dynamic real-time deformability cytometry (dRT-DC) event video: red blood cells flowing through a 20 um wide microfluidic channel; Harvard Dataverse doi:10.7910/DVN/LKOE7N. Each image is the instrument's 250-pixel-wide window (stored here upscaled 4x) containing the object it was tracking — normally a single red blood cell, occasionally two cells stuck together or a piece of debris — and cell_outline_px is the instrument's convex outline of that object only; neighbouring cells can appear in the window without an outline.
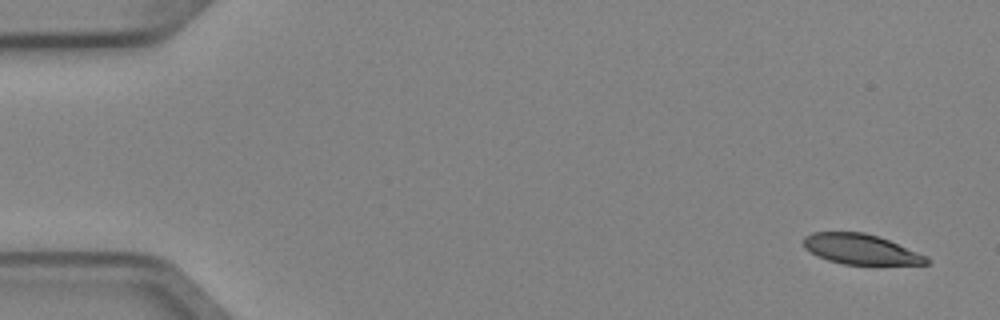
{"species": "Egyptian fruit bat (a non-hibernating species)", "species_latin": "Rousettus aegyptiacus", "temperature_condition": "cold", "stored_images_in_passage": 7, "camera_frame_rate_fps": 3000, "um_per_image_px": 0.085, "animal": {"sex": "female"}, "frame": {"image": 1, "passage_image": 1, "time_ms": 0.0, "image_size_px": [1000, 320], "cell_outline_px": [[932, 264], [844, 264], [828, 260], [804, 248], [804, 236], [812, 232], [864, 232], [880, 236], [928, 256], [932, 260]], "centroid_in_image_um": [73.23, 21.17], "position_along_channel_um": 11.8, "area_um2": 21.68}}
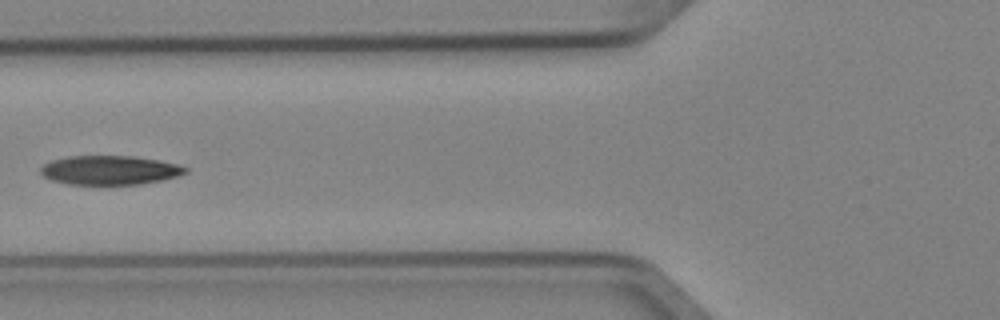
{"frame": {"image": 2, "passage_image": 6, "time_ms": 1.667, "image_size_px": [1000, 320], "cell_outline_px": [[188, 172], [176, 176], [160, 180], [140, 184], [68, 184], [52, 180], [44, 176], [40, 172], [40, 168], [44, 164], [52, 160], [68, 156], [132, 156], [156, 160], [176, 164], [188, 168]], "centroid_in_image_um": [9.3, 14.46], "position_along_channel_um": 116.5, "area_um2": 24.28}}
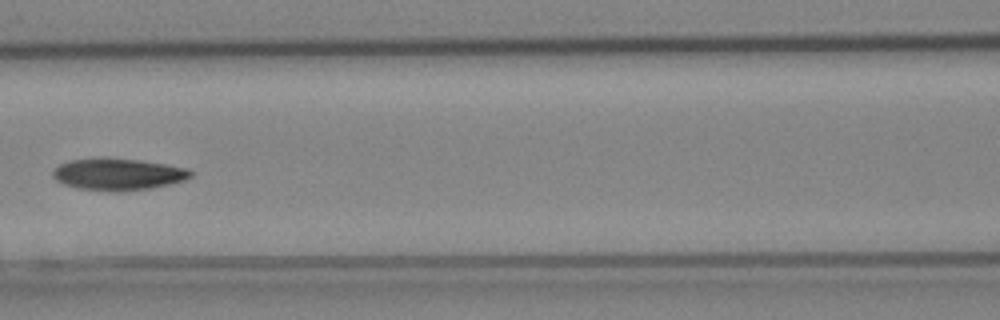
{"frame": {"image": 3, "passage_image": 7, "time_ms": 2.0, "image_size_px": [1000, 320], "cell_outline_px": [[192, 176], [184, 180], [168, 184], [148, 188], [116, 192], [76, 188], [64, 184], [56, 180], [52, 176], [52, 172], [60, 164], [72, 160], [140, 160], [188, 168], [192, 172]], "centroid_in_image_um": [10.05, 14.85], "position_along_channel_um": 156.6, "area_um2": 24.68}}